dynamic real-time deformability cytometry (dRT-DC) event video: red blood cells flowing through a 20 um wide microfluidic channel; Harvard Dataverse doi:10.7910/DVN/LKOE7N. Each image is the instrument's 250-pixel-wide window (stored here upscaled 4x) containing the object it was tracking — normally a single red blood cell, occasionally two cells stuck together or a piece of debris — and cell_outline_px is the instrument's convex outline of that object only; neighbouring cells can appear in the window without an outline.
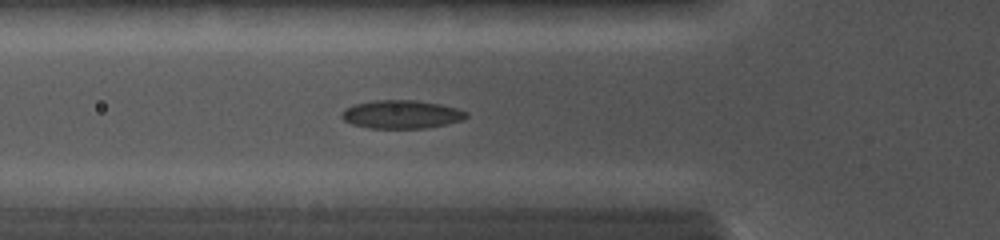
{"species": "common noctule bat (a hibernating species)", "species_latin": "Nyctalus noctula", "temperature_condition": "cold", "stored_images_in_passage": 17, "camera_frame_rate_fps": 5000, "um_per_image_px": 0.085, "animal": {"sex": "female", "body_mass_g": 19.0, "forearm_length_mm": 56.7}, "frame": {"image": 1, "passage_image": 10, "time_ms": 4.6, "image_size_px": [1000, 240], "cell_outline_px": [[468, 116], [464, 120], [448, 124], [424, 128], [368, 128], [352, 124], [344, 120], [340, 116], [340, 112], [344, 108], [352, 104], [372, 100], [416, 100], [440, 104], [456, 108], [468, 112]], "centroid_in_image_um": [34.1, 9.71], "position_along_channel_um": 91.7, "area_um2": 20.87}}
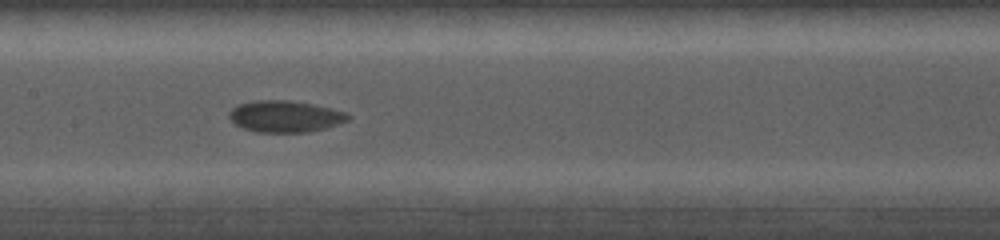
{"frame": {"image": 2, "passage_image": 15, "time_ms": 6.8, "image_size_px": [1000, 240], "cell_outline_px": [[352, 116], [348, 120], [324, 128], [308, 132], [256, 132], [244, 128], [236, 124], [228, 116], [228, 112], [236, 104], [256, 100], [288, 100], [312, 104], [344, 112]], "centroid_in_image_um": [24.19, 9.89], "position_along_channel_um": 183.2, "area_um2": 21.68}}
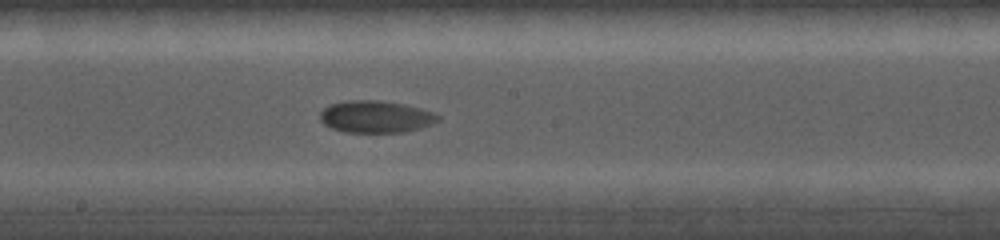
{"frame": {"image": 3, "passage_image": 17, "time_ms": 7.6, "image_size_px": [1000, 240], "cell_outline_px": [[440, 120], [432, 124], [420, 128], [404, 132], [344, 132], [332, 128], [324, 124], [320, 120], [320, 112], [328, 104], [348, 100], [380, 100], [404, 104], [420, 108], [432, 112], [440, 116]], "centroid_in_image_um": [31.93, 9.91], "position_along_channel_um": 216.3, "area_um2": 22.14}}